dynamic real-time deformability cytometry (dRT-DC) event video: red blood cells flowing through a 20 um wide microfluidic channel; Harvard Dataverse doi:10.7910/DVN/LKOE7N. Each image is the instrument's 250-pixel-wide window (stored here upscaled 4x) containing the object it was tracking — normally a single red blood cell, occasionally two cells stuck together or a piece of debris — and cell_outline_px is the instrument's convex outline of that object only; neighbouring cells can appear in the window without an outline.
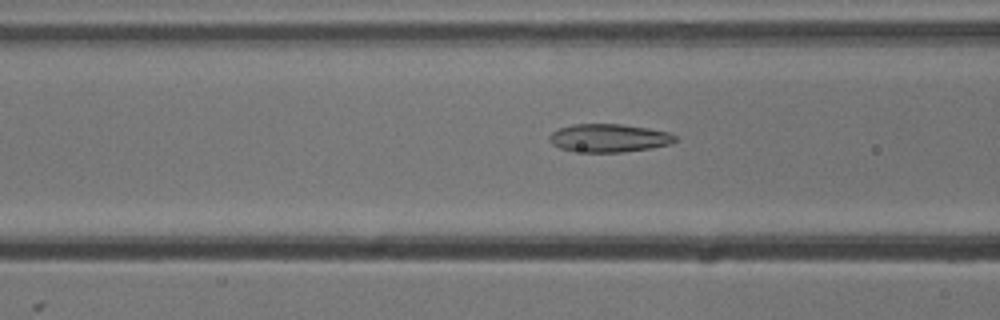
{"species": "common noctule bat (a hibernating species)", "species_latin": "Nyctalus noctula", "temperature_condition": "cold", "stored_images_in_passage": 54, "camera_frame_rate_fps": 3000, "um_per_image_px": 0.085, "animal": {"sex": "male", "body_mass_g": 13.3}, "frame": {"image": 1, "passage_image": 21, "time_ms": 6.667, "image_size_px": [1000, 320], "cell_outline_px": [[680, 140], [672, 144], [652, 148], [624, 152], [584, 152], [560, 148], [552, 144], [548, 140], [548, 136], [552, 132], [560, 128], [572, 124], [620, 124], [648, 128], [668, 132], [676, 136]], "centroid_in_image_um": [51.8, 11.73], "position_along_channel_um": 114.8, "area_um2": 20.81}}
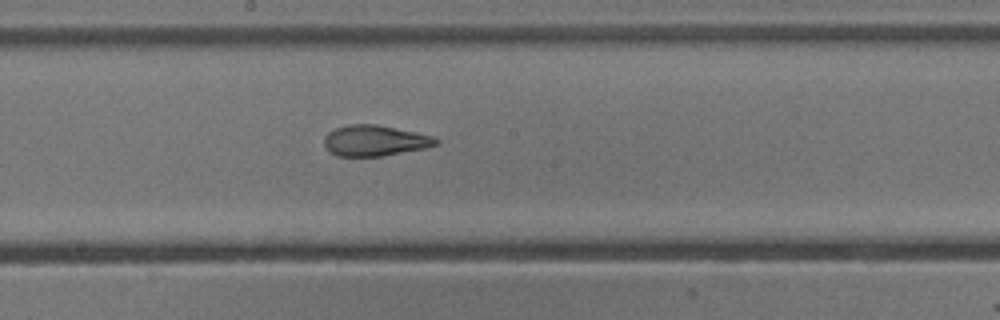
{"frame": {"image": 2, "passage_image": 29, "time_ms": 9.333, "image_size_px": [1000, 320], "cell_outline_px": [[440, 144], [428, 148], [384, 156], [336, 156], [328, 152], [324, 144], [324, 136], [328, 132], [336, 128], [348, 124], [376, 124], [436, 136], [440, 140]], "centroid_in_image_um": [31.9, 11.96], "position_along_channel_um": 216.3, "area_um2": 20.52}}
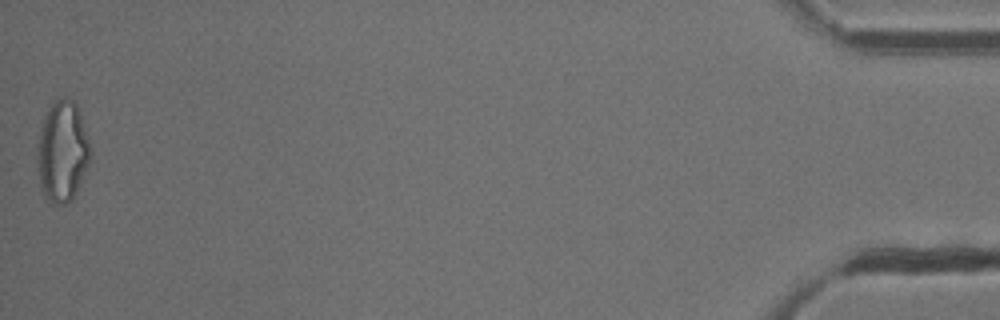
{"frame": {"image": 3, "passage_image": 54, "time_ms": 17.667, "image_size_px": [1000, 320], "cell_outline_px": [[92, 160], [72, 200], [68, 204], [52, 204], [44, 200], [40, 188], [36, 168], [36, 148], [40, 128], [44, 116], [52, 100], [64, 96], [72, 100], [76, 104], [80, 112], [88, 136], [92, 152]], "centroid_in_image_um": [5.28, 12.9], "position_along_channel_um": 429.9, "area_um2": 32.54}, "authors_computed_cell_mechanics": {"area_um2": 22.3108, "velocity_mm_per_s": 3.7904, "shape_relaxation_time_tau1_ms": 8.848, "shape_relaxation_time_tau2_ms": 2.2685, "deformation_change_tau1": 0.2191, "deformation_change_tau2": 0.0948}}